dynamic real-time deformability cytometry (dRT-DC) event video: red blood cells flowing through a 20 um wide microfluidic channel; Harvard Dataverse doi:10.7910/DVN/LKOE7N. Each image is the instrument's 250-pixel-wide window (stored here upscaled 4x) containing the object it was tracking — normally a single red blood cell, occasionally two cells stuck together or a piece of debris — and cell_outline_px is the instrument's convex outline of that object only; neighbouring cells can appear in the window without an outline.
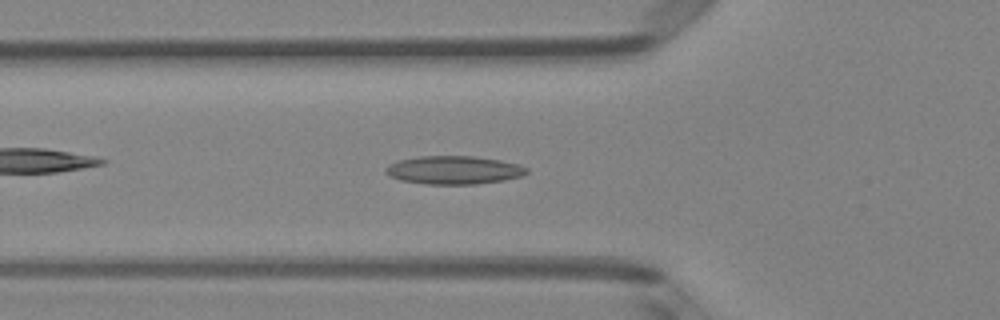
{"species": "Egyptian fruit bat (a non-hibernating species)", "species_latin": "Rousettus aegyptiacus", "temperature_condition": "room temperature", "stored_images_in_passage": 50, "camera_frame_rate_fps": 3000, "um_per_image_px": 0.085, "animal": {"sex": "female"}, "frame": {"image": 1, "passage_image": 17, "time_ms": 5.333, "image_size_px": [1000, 320], "cell_outline_px": [[528, 172], [524, 176], [504, 180], [476, 184], [424, 184], [400, 180], [388, 176], [384, 172], [384, 168], [388, 164], [400, 160], [420, 156], [472, 156], [500, 160], [520, 164], [528, 168]], "centroid_in_image_um": [38.57, 14.46], "position_along_channel_um": 87.2, "area_um2": 23.47}}
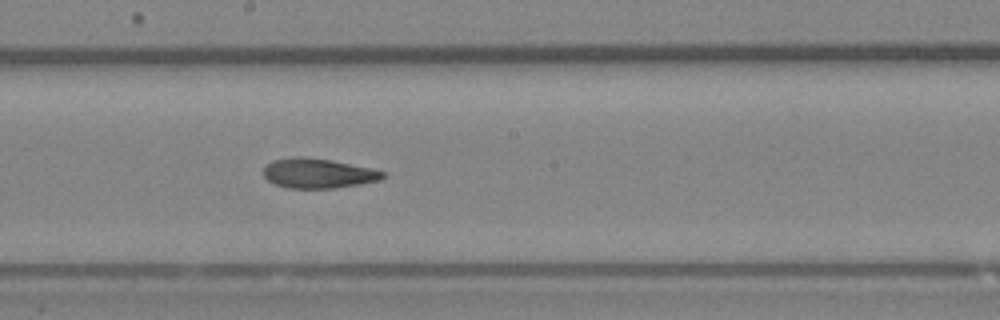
{"frame": {"image": 2, "passage_image": 27, "time_ms": 8.667, "image_size_px": [1000, 320], "cell_outline_px": [[388, 176], [380, 180], [332, 188], [288, 188], [276, 184], [268, 180], [264, 176], [264, 168], [272, 160], [296, 156], [304, 156], [328, 160], [372, 168], [384, 172]], "centroid_in_image_um": [27.04, 14.72], "position_along_channel_um": 221.2, "area_um2": 20.46}}
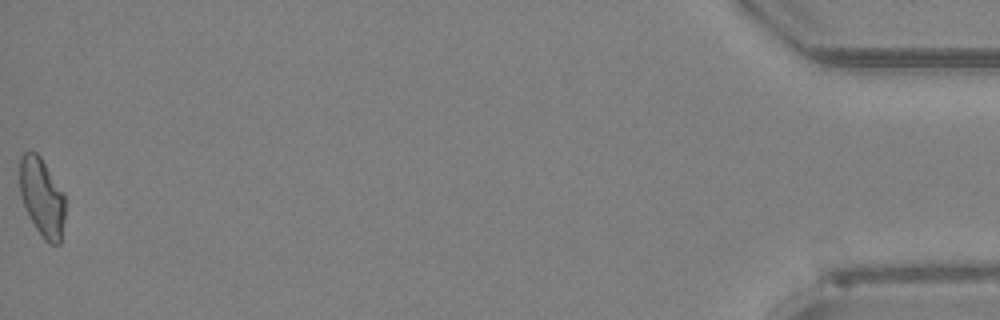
{"frame": {"image": 3, "passage_image": 50, "time_ms": 16.333, "image_size_px": [1000, 320], "cell_outline_px": [[64, 216], [60, 244], [48, 244], [44, 240], [36, 228], [24, 204], [20, 192], [20, 156], [24, 152], [36, 152], [40, 156], [64, 192]], "centroid_in_image_um": [3.58, 16.76], "position_along_channel_um": 431.6, "area_um2": 20.52}, "authors_computed_cell_mechanics": {"area_um2": 21.386, "velocity_mm_per_s": 4.0279, "shape_relaxation_time_tau1_ms": null, "shape_relaxation_time_tau2_ms": 3.3952, "deformation_change_tau1": null, "deformation_change_tau2": 0.1224}}